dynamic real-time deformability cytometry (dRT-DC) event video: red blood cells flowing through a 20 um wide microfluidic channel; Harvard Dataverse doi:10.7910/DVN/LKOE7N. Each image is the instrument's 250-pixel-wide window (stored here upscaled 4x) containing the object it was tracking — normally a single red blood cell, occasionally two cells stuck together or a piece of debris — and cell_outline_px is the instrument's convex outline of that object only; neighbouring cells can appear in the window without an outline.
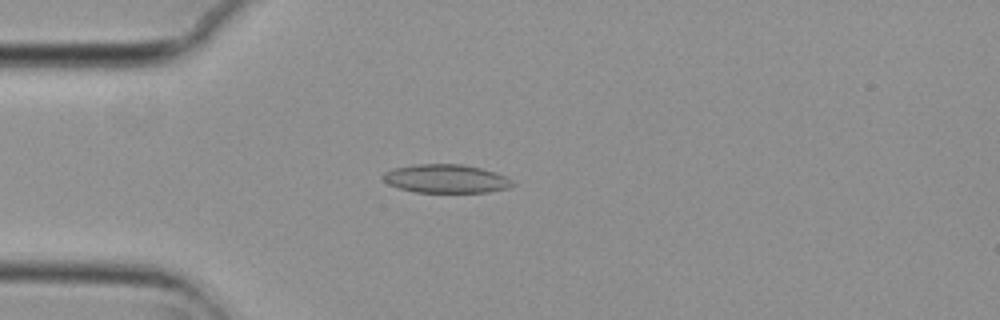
{"species": "common noctule bat (a hibernating species)", "species_latin": "Nyctalus noctula", "temperature_condition": "cold", "stored_images_in_passage": 55, "camera_frame_rate_fps": 3000, "um_per_image_px": 0.085, "animal": {"sex": "female", "body_mass_g": 29.2, "forearm_length_mm": 56.3}, "frame": {"image": 1, "passage_image": 15, "time_ms": 4.667, "image_size_px": [1000, 320], "cell_outline_px": [[516, 184], [512, 188], [488, 192], [412, 192], [388, 184], [380, 176], [384, 172], [396, 168], [416, 164], [460, 164], [480, 168], [496, 172], [512, 180]], "centroid_in_image_um": [37.94, 15.2], "position_along_channel_um": 47.1, "area_um2": 21.62}}
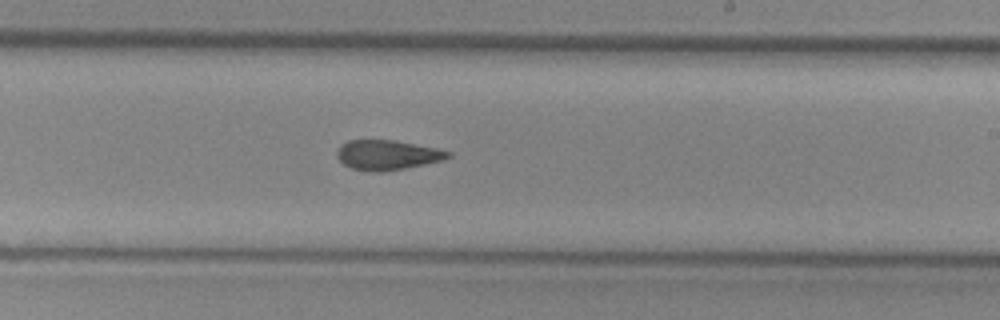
{"frame": {"image": 2, "passage_image": 33, "time_ms": 10.667, "image_size_px": [1000, 320], "cell_outline_px": [[452, 156], [444, 160], [384, 172], [372, 172], [352, 168], [344, 164], [336, 156], [336, 152], [340, 144], [348, 140], [392, 140], [436, 148], [452, 152]], "centroid_in_image_um": [32.91, 13.17], "position_along_channel_um": 256.1, "area_um2": 19.31}}
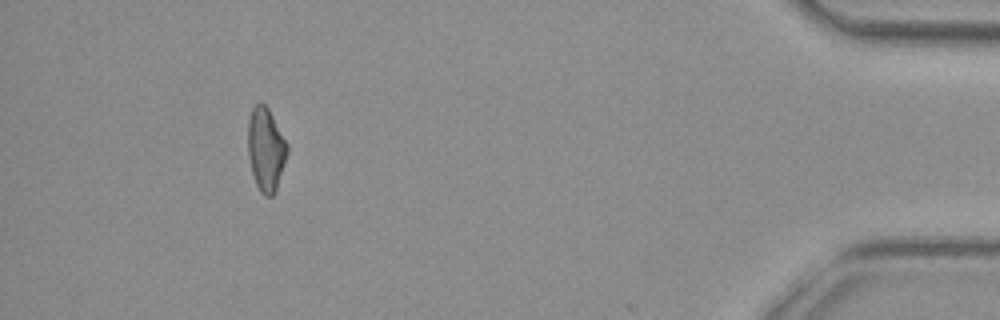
{"frame": {"image": 3, "passage_image": 51, "time_ms": 16.667, "image_size_px": [1000, 320], "cell_outline_px": [[288, 152], [276, 188], [272, 196], [264, 196], [260, 192], [256, 184], [252, 172], [248, 156], [248, 120], [252, 108], [260, 100], [268, 108], [288, 144]], "centroid_in_image_um": [22.59, 12.67], "position_along_channel_um": 412.6, "area_um2": 19.02}, "authors_computed_cell_mechanics": {"area_um2": 19.941, "velocity_mm_per_s": 3.7269, "shape_relaxation_time_tau1_ms": null, "shape_relaxation_time_tau2_ms": 3.2844, "deformation_change_tau1": null, "deformation_change_tau2": 0.0959}}